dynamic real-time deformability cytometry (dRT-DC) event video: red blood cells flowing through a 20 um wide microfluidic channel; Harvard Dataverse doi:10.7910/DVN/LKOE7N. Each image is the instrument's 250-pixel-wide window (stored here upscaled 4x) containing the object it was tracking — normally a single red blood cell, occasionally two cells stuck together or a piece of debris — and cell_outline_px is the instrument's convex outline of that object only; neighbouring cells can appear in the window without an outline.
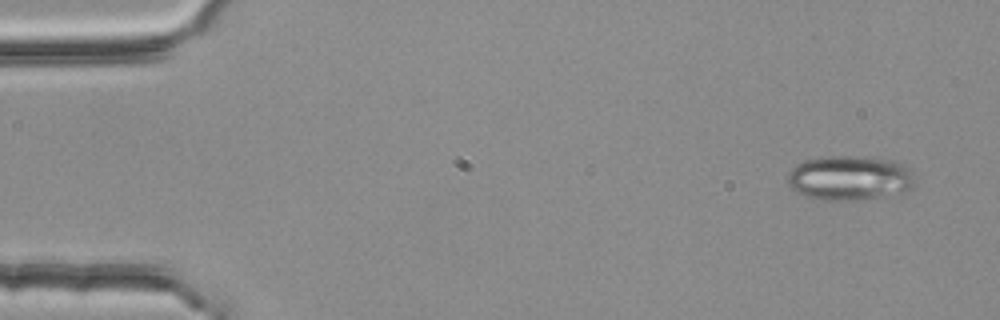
{"species": "common noctule bat (a hibernating species)", "species_latin": "Nyctalus noctula", "temperature_condition": "room temperature", "stored_images_in_passage": 4, "camera_frame_rate_fps": 3000, "um_per_image_px": 0.085, "animal": {"sex": "female", "body_mass_g": 25.1}, "frame": {"image": 1, "passage_image": 1, "time_ms": 0.0, "image_size_px": [1000, 320], "cell_outline_px": [[916, 184], [912, 188], [900, 192], [852, 200], [824, 200], [804, 196], [796, 192], [788, 184], [788, 172], [796, 164], [804, 160], [828, 156], [864, 156], [892, 160], [908, 168], [916, 180]], "centroid_in_image_um": [72.18, 15.11], "position_along_channel_um": 12.8, "area_um2": 32.95}}